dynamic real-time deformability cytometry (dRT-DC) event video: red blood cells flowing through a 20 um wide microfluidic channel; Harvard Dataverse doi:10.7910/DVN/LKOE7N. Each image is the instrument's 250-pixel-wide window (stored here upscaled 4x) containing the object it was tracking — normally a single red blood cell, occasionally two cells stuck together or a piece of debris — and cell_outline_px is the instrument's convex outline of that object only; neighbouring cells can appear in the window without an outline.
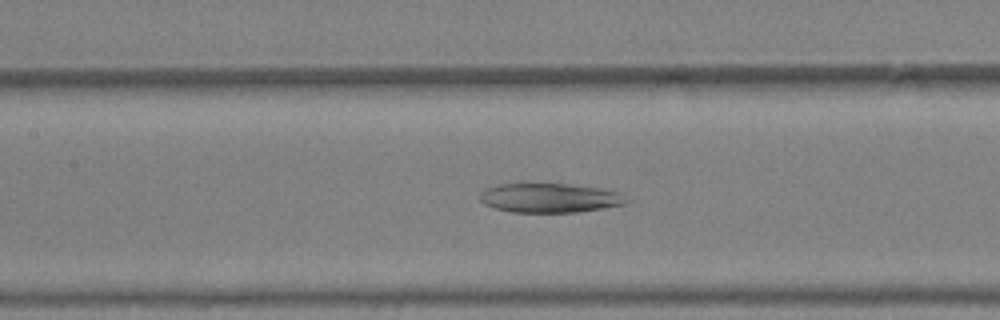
{"species": "Egyptian fruit bat (a non-hibernating species)", "species_latin": "Rousettus aegyptiacus", "temperature_condition": "warm", "stored_images_in_passage": 32, "camera_frame_rate_fps": 3000, "um_per_image_px": 0.085, "animal": {"sex": "female"}, "frame": {"image": 1, "passage_image": 17, "time_ms": 5.333, "image_size_px": [1000, 320], "cell_outline_px": [[628, 204], [580, 212], [512, 212], [492, 208], [484, 204], [480, 200], [480, 192], [484, 188], [500, 184], [568, 184], [600, 188], [620, 192], [628, 200]], "centroid_in_image_um": [46.73, 16.83], "position_along_channel_um": 160.7, "area_um2": 25.2}}
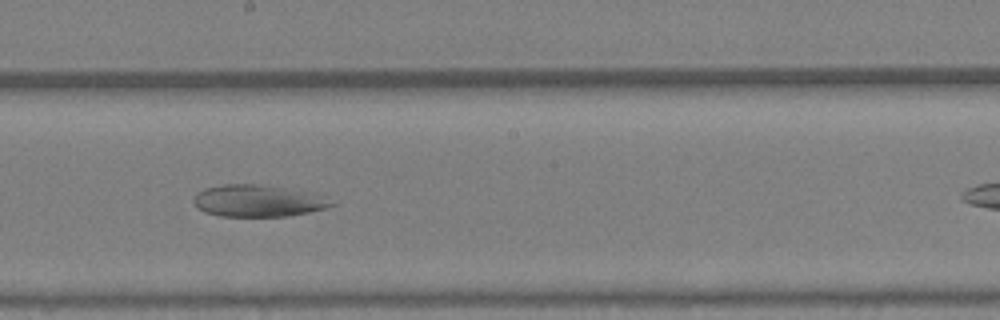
{"frame": {"image": 2, "passage_image": 21, "time_ms": 6.667, "image_size_px": [1000, 320], "cell_outline_px": [[336, 204], [328, 208], [288, 216], [220, 216], [204, 212], [196, 208], [192, 200], [196, 192], [204, 188], [224, 184], [256, 184], [312, 192]], "centroid_in_image_um": [21.86, 17.07], "position_along_channel_um": 226.3, "area_um2": 25.61}}
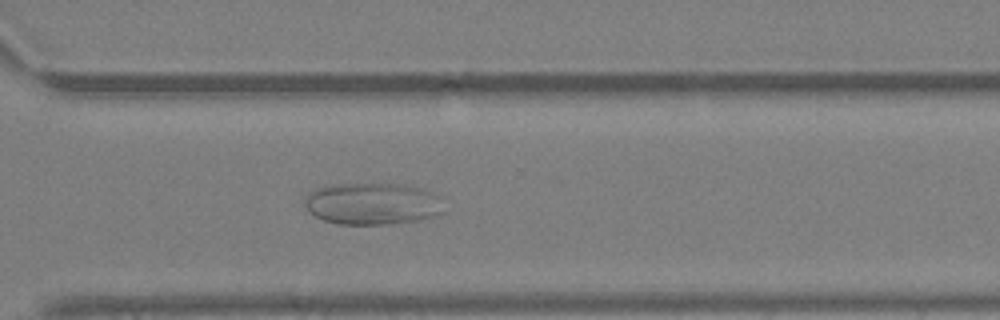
{"frame": {"image": 3, "passage_image": 28, "time_ms": 9.0, "image_size_px": [1000, 320], "cell_outline_px": [[448, 196], [444, 212], [436, 216], [420, 220], [384, 224], [336, 224], [324, 220], [316, 216], [304, 204], [304, 200], [316, 188], [328, 184], [400, 184], [424, 188]], "centroid_in_image_um": [31.83, 17.3], "position_along_channel_um": 338.8, "area_um2": 34.74}}